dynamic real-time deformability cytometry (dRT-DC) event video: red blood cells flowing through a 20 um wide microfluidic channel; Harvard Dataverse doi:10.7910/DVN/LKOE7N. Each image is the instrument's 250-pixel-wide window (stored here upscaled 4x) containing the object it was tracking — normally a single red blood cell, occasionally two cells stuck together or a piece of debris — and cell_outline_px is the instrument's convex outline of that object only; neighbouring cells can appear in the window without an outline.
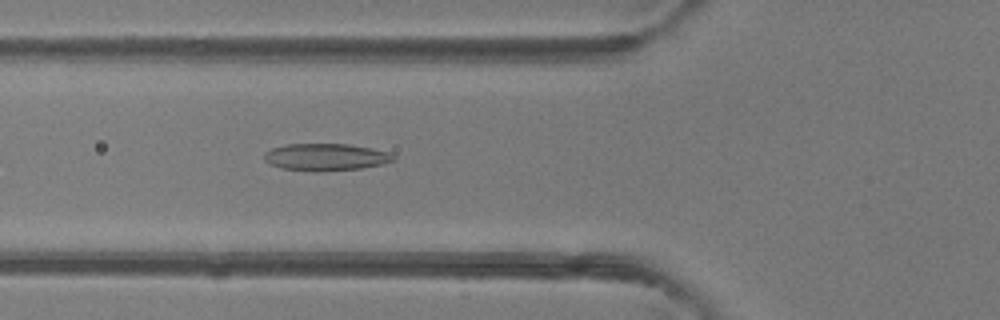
{"species": "common noctule bat (a hibernating species)", "species_latin": "Nyctalus noctula", "temperature_condition": "room temperature", "stored_images_in_passage": 48, "camera_frame_rate_fps": 3000, "um_per_image_px": 0.085, "animal": {"sex": "female"}, "frame": {"image": 1, "passage_image": 18, "time_ms": 5.667, "image_size_px": [1000, 320], "cell_outline_px": [[396, 160], [384, 164], [360, 168], [320, 172], [316, 172], [280, 168], [268, 164], [264, 160], [264, 152], [272, 148], [284, 144], [348, 144], [372, 148], [388, 152], [396, 156]], "centroid_in_image_um": [27.68, 13.36], "position_along_channel_um": 98.1, "area_um2": 20.75}}
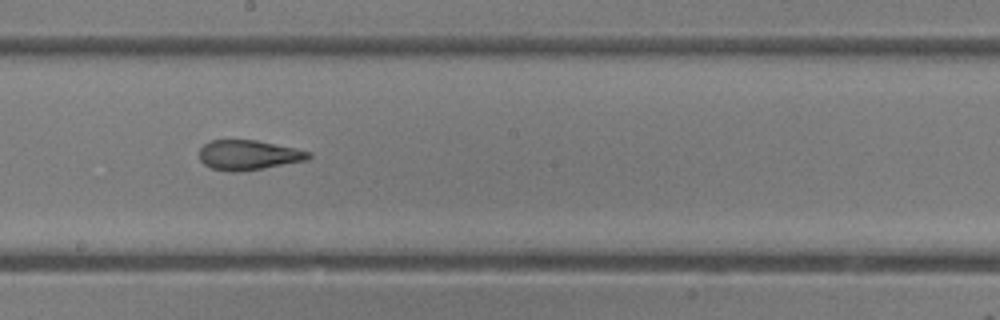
{"frame": {"image": 2, "passage_image": 27, "time_ms": 8.667, "image_size_px": [1000, 320], "cell_outline_px": [[312, 156], [308, 160], [264, 168], [236, 172], [232, 172], [212, 168], [204, 164], [200, 160], [200, 148], [204, 144], [212, 140], [256, 140], [296, 148], [312, 152]], "centroid_in_image_um": [21.15, 13.17], "position_along_channel_um": 227.0, "area_um2": 19.02}}
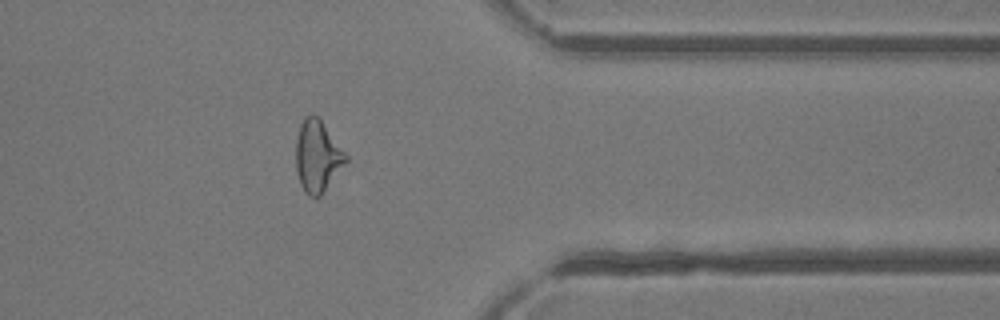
{"frame": {"image": 3, "passage_image": 39, "time_ms": 12.667, "image_size_px": [1000, 320], "cell_outline_px": [[348, 160], [320, 196], [308, 196], [304, 192], [300, 184], [296, 168], [296, 140], [300, 124], [304, 116], [312, 112], [320, 120], [348, 156]], "centroid_in_image_um": [26.96, 13.27], "position_along_channel_um": 384.4, "area_um2": 20.63}, "authors_computed_cell_mechanics": {"area_um2": 20.6924, "velocity_mm_per_s": 4.2689, "shape_relaxation_time_tau1_ms": null, "shape_relaxation_time_tau2_ms": 0.9424, "deformation_change_tau1": null, "deformation_change_tau2": 0.0896}}